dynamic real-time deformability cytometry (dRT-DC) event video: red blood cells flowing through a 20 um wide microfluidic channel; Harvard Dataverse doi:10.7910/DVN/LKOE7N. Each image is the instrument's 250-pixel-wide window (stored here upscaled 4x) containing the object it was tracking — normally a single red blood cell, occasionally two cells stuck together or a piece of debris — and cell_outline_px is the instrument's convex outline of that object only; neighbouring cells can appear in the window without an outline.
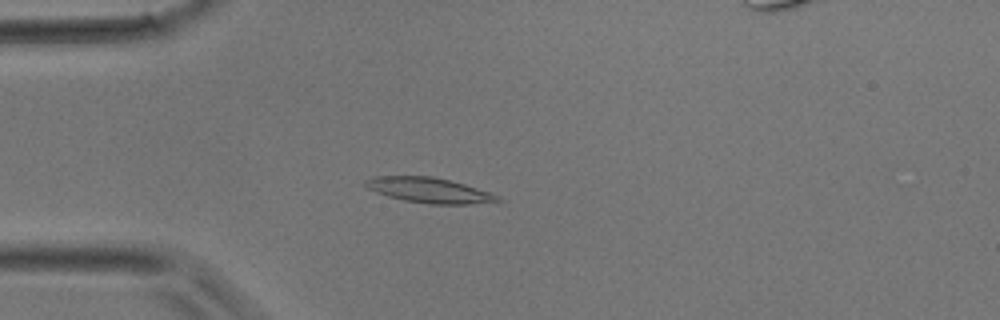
{"species": "common noctule bat (a hibernating species)", "species_latin": "Nyctalus noctula", "temperature_condition": "room temperature", "stored_images_in_passage": 39, "camera_frame_rate_fps": 3000, "um_per_image_px": 0.085, "animal": {"sex": "male", "body_mass_g": 17.9}, "frame": {"image": 1, "passage_image": 10, "time_ms": 3.0, "image_size_px": [1000, 320], "cell_outline_px": [[504, 200], [468, 204], [432, 204], [404, 200], [388, 196], [376, 192], [368, 188], [364, 184], [364, 180], [372, 176], [432, 176], [464, 184], [500, 196]], "centroid_in_image_um": [36.44, 16.16], "position_along_channel_um": 48.6, "area_um2": 19.19}}
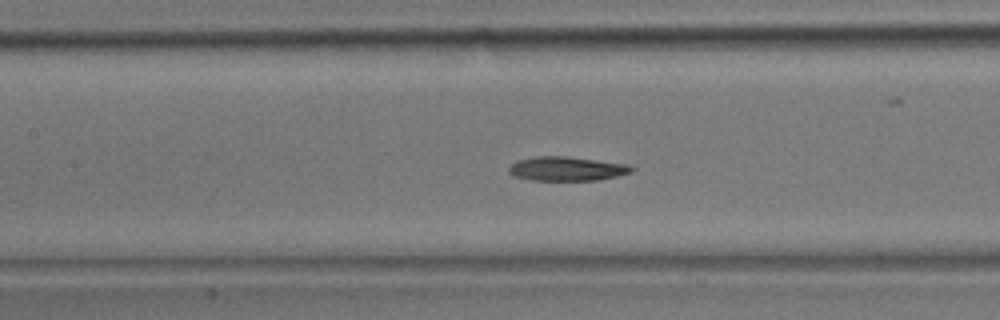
{"frame": {"image": 2, "passage_image": 17, "time_ms": 5.333, "image_size_px": [1000, 320], "cell_outline_px": [[636, 168], [632, 172], [600, 180], [532, 180], [512, 176], [508, 172], [508, 168], [516, 160], [532, 156], [568, 156], [628, 164]], "centroid_in_image_um": [48.16, 14.33], "position_along_channel_um": 159.2, "area_um2": 17.51}}
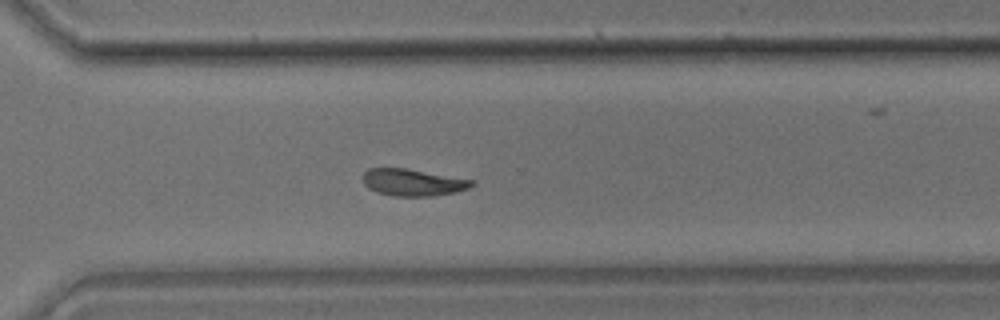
{"frame": {"image": 3, "passage_image": 27, "time_ms": 8.667, "image_size_px": [1000, 320], "cell_outline_px": [[476, 184], [468, 188], [456, 192], [432, 196], [392, 196], [376, 192], [368, 188], [364, 184], [360, 176], [368, 168], [408, 168], [476, 180]], "centroid_in_image_um": [35.09, 15.49], "position_along_channel_um": 335.5, "area_um2": 17.51}}